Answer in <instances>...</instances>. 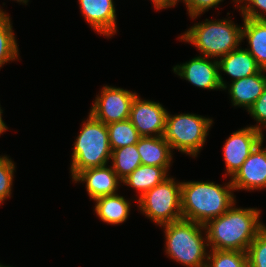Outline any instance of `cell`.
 Segmentation results:
<instances>
[{"label":"cell","mask_w":266,"mask_h":267,"mask_svg":"<svg viewBox=\"0 0 266 267\" xmlns=\"http://www.w3.org/2000/svg\"><path fill=\"white\" fill-rule=\"evenodd\" d=\"M206 267H248L247 253L236 250H210Z\"/></svg>","instance_id":"cell-24"},{"label":"cell","mask_w":266,"mask_h":267,"mask_svg":"<svg viewBox=\"0 0 266 267\" xmlns=\"http://www.w3.org/2000/svg\"><path fill=\"white\" fill-rule=\"evenodd\" d=\"M196 56L189 61L175 65L174 74L196 87L207 90H221L217 59Z\"/></svg>","instance_id":"cell-11"},{"label":"cell","mask_w":266,"mask_h":267,"mask_svg":"<svg viewBox=\"0 0 266 267\" xmlns=\"http://www.w3.org/2000/svg\"><path fill=\"white\" fill-rule=\"evenodd\" d=\"M259 143V130L252 126H247L233 132L225 140L223 146V156L226 166V173L223 177L229 176L231 179Z\"/></svg>","instance_id":"cell-9"},{"label":"cell","mask_w":266,"mask_h":267,"mask_svg":"<svg viewBox=\"0 0 266 267\" xmlns=\"http://www.w3.org/2000/svg\"><path fill=\"white\" fill-rule=\"evenodd\" d=\"M13 1H17L18 3L24 4V5H28V1L29 0H13Z\"/></svg>","instance_id":"cell-33"},{"label":"cell","mask_w":266,"mask_h":267,"mask_svg":"<svg viewBox=\"0 0 266 267\" xmlns=\"http://www.w3.org/2000/svg\"><path fill=\"white\" fill-rule=\"evenodd\" d=\"M179 1H182V0H151L153 7L156 10H162V9L175 7Z\"/></svg>","instance_id":"cell-30"},{"label":"cell","mask_w":266,"mask_h":267,"mask_svg":"<svg viewBox=\"0 0 266 267\" xmlns=\"http://www.w3.org/2000/svg\"><path fill=\"white\" fill-rule=\"evenodd\" d=\"M182 2L185 3L190 19H197L208 9L217 8L223 0H182Z\"/></svg>","instance_id":"cell-29"},{"label":"cell","mask_w":266,"mask_h":267,"mask_svg":"<svg viewBox=\"0 0 266 267\" xmlns=\"http://www.w3.org/2000/svg\"><path fill=\"white\" fill-rule=\"evenodd\" d=\"M266 86V70L231 82L224 90H228L233 106L243 107L248 111L260 97Z\"/></svg>","instance_id":"cell-16"},{"label":"cell","mask_w":266,"mask_h":267,"mask_svg":"<svg viewBox=\"0 0 266 267\" xmlns=\"http://www.w3.org/2000/svg\"><path fill=\"white\" fill-rule=\"evenodd\" d=\"M2 113H3V110L1 109V105H0V136L2 133L6 132L8 129V126L6 125V123H4L2 119Z\"/></svg>","instance_id":"cell-31"},{"label":"cell","mask_w":266,"mask_h":267,"mask_svg":"<svg viewBox=\"0 0 266 267\" xmlns=\"http://www.w3.org/2000/svg\"><path fill=\"white\" fill-rule=\"evenodd\" d=\"M72 181L74 183L84 182L87 194L93 201L102 196L116 194L122 183L112 166L108 164L80 171Z\"/></svg>","instance_id":"cell-14"},{"label":"cell","mask_w":266,"mask_h":267,"mask_svg":"<svg viewBox=\"0 0 266 267\" xmlns=\"http://www.w3.org/2000/svg\"><path fill=\"white\" fill-rule=\"evenodd\" d=\"M213 119L191 113L166 116L163 138L172 151L178 150L190 157H197L203 148Z\"/></svg>","instance_id":"cell-6"},{"label":"cell","mask_w":266,"mask_h":267,"mask_svg":"<svg viewBox=\"0 0 266 267\" xmlns=\"http://www.w3.org/2000/svg\"><path fill=\"white\" fill-rule=\"evenodd\" d=\"M80 12L95 32L107 38L117 32V14L113 0H78Z\"/></svg>","instance_id":"cell-13"},{"label":"cell","mask_w":266,"mask_h":267,"mask_svg":"<svg viewBox=\"0 0 266 267\" xmlns=\"http://www.w3.org/2000/svg\"><path fill=\"white\" fill-rule=\"evenodd\" d=\"M218 61L219 70V81L222 90L227 86V82L224 81L222 77V72L231 76V81L251 76L253 74L259 73L262 69L257 64L254 57L241 46L227 55L221 57Z\"/></svg>","instance_id":"cell-15"},{"label":"cell","mask_w":266,"mask_h":267,"mask_svg":"<svg viewBox=\"0 0 266 267\" xmlns=\"http://www.w3.org/2000/svg\"><path fill=\"white\" fill-rule=\"evenodd\" d=\"M242 41L245 38L249 46L245 48L256 60L262 70H266V20L243 18Z\"/></svg>","instance_id":"cell-18"},{"label":"cell","mask_w":266,"mask_h":267,"mask_svg":"<svg viewBox=\"0 0 266 267\" xmlns=\"http://www.w3.org/2000/svg\"><path fill=\"white\" fill-rule=\"evenodd\" d=\"M137 150L143 165L171 168L173 151L163 136L141 137L137 143Z\"/></svg>","instance_id":"cell-17"},{"label":"cell","mask_w":266,"mask_h":267,"mask_svg":"<svg viewBox=\"0 0 266 267\" xmlns=\"http://www.w3.org/2000/svg\"><path fill=\"white\" fill-rule=\"evenodd\" d=\"M1 8L2 7H0V14H8L6 11H3Z\"/></svg>","instance_id":"cell-34"},{"label":"cell","mask_w":266,"mask_h":267,"mask_svg":"<svg viewBox=\"0 0 266 267\" xmlns=\"http://www.w3.org/2000/svg\"><path fill=\"white\" fill-rule=\"evenodd\" d=\"M96 216L109 225L122 224L130 215L131 203L118 193L94 200Z\"/></svg>","instance_id":"cell-19"},{"label":"cell","mask_w":266,"mask_h":267,"mask_svg":"<svg viewBox=\"0 0 266 267\" xmlns=\"http://www.w3.org/2000/svg\"><path fill=\"white\" fill-rule=\"evenodd\" d=\"M168 171L164 167L141 164L131 174L122 180L123 185L136 190L140 198L148 190L168 178Z\"/></svg>","instance_id":"cell-20"},{"label":"cell","mask_w":266,"mask_h":267,"mask_svg":"<svg viewBox=\"0 0 266 267\" xmlns=\"http://www.w3.org/2000/svg\"><path fill=\"white\" fill-rule=\"evenodd\" d=\"M19 54L10 16L0 14V69L10 61L20 60Z\"/></svg>","instance_id":"cell-22"},{"label":"cell","mask_w":266,"mask_h":267,"mask_svg":"<svg viewBox=\"0 0 266 267\" xmlns=\"http://www.w3.org/2000/svg\"><path fill=\"white\" fill-rule=\"evenodd\" d=\"M231 181L224 186L212 181L181 182L182 219L205 225L236 203Z\"/></svg>","instance_id":"cell-2"},{"label":"cell","mask_w":266,"mask_h":267,"mask_svg":"<svg viewBox=\"0 0 266 267\" xmlns=\"http://www.w3.org/2000/svg\"><path fill=\"white\" fill-rule=\"evenodd\" d=\"M246 253L248 267H266V226L251 242Z\"/></svg>","instance_id":"cell-26"},{"label":"cell","mask_w":266,"mask_h":267,"mask_svg":"<svg viewBox=\"0 0 266 267\" xmlns=\"http://www.w3.org/2000/svg\"><path fill=\"white\" fill-rule=\"evenodd\" d=\"M167 113L159 102L141 99L137 94L131 105L129 119L141 137L163 136Z\"/></svg>","instance_id":"cell-10"},{"label":"cell","mask_w":266,"mask_h":267,"mask_svg":"<svg viewBox=\"0 0 266 267\" xmlns=\"http://www.w3.org/2000/svg\"><path fill=\"white\" fill-rule=\"evenodd\" d=\"M15 163L7 155L0 156V205L11 198Z\"/></svg>","instance_id":"cell-25"},{"label":"cell","mask_w":266,"mask_h":267,"mask_svg":"<svg viewBox=\"0 0 266 267\" xmlns=\"http://www.w3.org/2000/svg\"><path fill=\"white\" fill-rule=\"evenodd\" d=\"M110 161H112L110 165L114 172L121 180L125 179L142 164L137 150V144L112 150Z\"/></svg>","instance_id":"cell-21"},{"label":"cell","mask_w":266,"mask_h":267,"mask_svg":"<svg viewBox=\"0 0 266 267\" xmlns=\"http://www.w3.org/2000/svg\"><path fill=\"white\" fill-rule=\"evenodd\" d=\"M96 95L90 114L98 121L108 125L130 118L132 102L136 92L105 85Z\"/></svg>","instance_id":"cell-8"},{"label":"cell","mask_w":266,"mask_h":267,"mask_svg":"<svg viewBox=\"0 0 266 267\" xmlns=\"http://www.w3.org/2000/svg\"><path fill=\"white\" fill-rule=\"evenodd\" d=\"M247 112L256 121V125H251L252 127L260 130L266 126V86L260 97Z\"/></svg>","instance_id":"cell-28"},{"label":"cell","mask_w":266,"mask_h":267,"mask_svg":"<svg viewBox=\"0 0 266 267\" xmlns=\"http://www.w3.org/2000/svg\"><path fill=\"white\" fill-rule=\"evenodd\" d=\"M266 126L261 128L259 130V133H260V141H264V133H263V130H265ZM266 149V147H264Z\"/></svg>","instance_id":"cell-32"},{"label":"cell","mask_w":266,"mask_h":267,"mask_svg":"<svg viewBox=\"0 0 266 267\" xmlns=\"http://www.w3.org/2000/svg\"><path fill=\"white\" fill-rule=\"evenodd\" d=\"M160 227L169 258L186 267H206L209 246L204 225L181 219Z\"/></svg>","instance_id":"cell-3"},{"label":"cell","mask_w":266,"mask_h":267,"mask_svg":"<svg viewBox=\"0 0 266 267\" xmlns=\"http://www.w3.org/2000/svg\"><path fill=\"white\" fill-rule=\"evenodd\" d=\"M233 2L239 6L237 8L242 18L266 20V0H233Z\"/></svg>","instance_id":"cell-27"},{"label":"cell","mask_w":266,"mask_h":267,"mask_svg":"<svg viewBox=\"0 0 266 267\" xmlns=\"http://www.w3.org/2000/svg\"><path fill=\"white\" fill-rule=\"evenodd\" d=\"M230 181L234 191L266 189V149L263 141L255 147Z\"/></svg>","instance_id":"cell-12"},{"label":"cell","mask_w":266,"mask_h":267,"mask_svg":"<svg viewBox=\"0 0 266 267\" xmlns=\"http://www.w3.org/2000/svg\"><path fill=\"white\" fill-rule=\"evenodd\" d=\"M181 199V182L169 176L136 202L143 215L162 226L182 219Z\"/></svg>","instance_id":"cell-7"},{"label":"cell","mask_w":266,"mask_h":267,"mask_svg":"<svg viewBox=\"0 0 266 267\" xmlns=\"http://www.w3.org/2000/svg\"><path fill=\"white\" fill-rule=\"evenodd\" d=\"M82 121L79 135L73 146L70 173L72 179L87 168L105 166L111 160L107 125L96 120L90 113Z\"/></svg>","instance_id":"cell-5"},{"label":"cell","mask_w":266,"mask_h":267,"mask_svg":"<svg viewBox=\"0 0 266 267\" xmlns=\"http://www.w3.org/2000/svg\"><path fill=\"white\" fill-rule=\"evenodd\" d=\"M107 129L111 151L137 144L141 138L130 119L110 123L107 125Z\"/></svg>","instance_id":"cell-23"},{"label":"cell","mask_w":266,"mask_h":267,"mask_svg":"<svg viewBox=\"0 0 266 267\" xmlns=\"http://www.w3.org/2000/svg\"><path fill=\"white\" fill-rule=\"evenodd\" d=\"M232 205L221 216L205 225L209 250L246 252L257 234L266 226L260 220L261 210Z\"/></svg>","instance_id":"cell-1"},{"label":"cell","mask_w":266,"mask_h":267,"mask_svg":"<svg viewBox=\"0 0 266 267\" xmlns=\"http://www.w3.org/2000/svg\"><path fill=\"white\" fill-rule=\"evenodd\" d=\"M229 18L205 19V22L195 23L178 38L193 44L201 56L218 60L239 48L242 42V27Z\"/></svg>","instance_id":"cell-4"},{"label":"cell","mask_w":266,"mask_h":267,"mask_svg":"<svg viewBox=\"0 0 266 267\" xmlns=\"http://www.w3.org/2000/svg\"><path fill=\"white\" fill-rule=\"evenodd\" d=\"M0 267H12V266H6V265H2L1 263H0Z\"/></svg>","instance_id":"cell-35"}]
</instances>
